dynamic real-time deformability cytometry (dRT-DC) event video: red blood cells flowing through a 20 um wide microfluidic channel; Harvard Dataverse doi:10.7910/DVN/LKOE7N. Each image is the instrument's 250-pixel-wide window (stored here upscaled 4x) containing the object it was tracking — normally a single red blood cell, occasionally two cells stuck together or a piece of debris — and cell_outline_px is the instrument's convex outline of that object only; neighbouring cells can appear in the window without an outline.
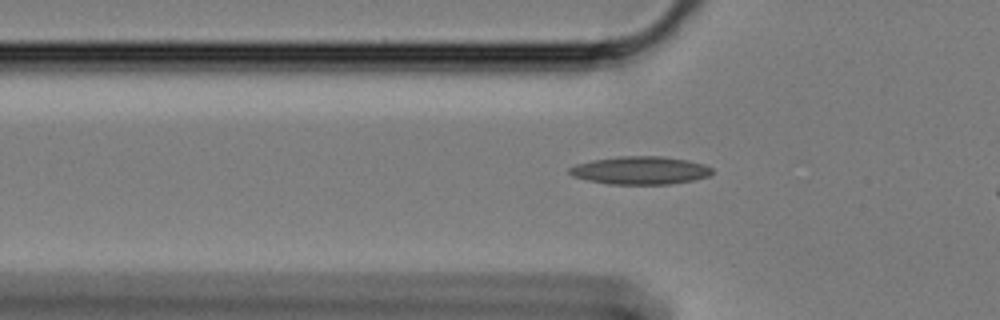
{"species": "Egyptian fruit bat (a non-hibernating species)", "species_latin": "Rousettus aegyptiacus", "temperature_condition": "cold", "stored_images_in_passage": 35, "camera_frame_rate_fps": 3000, "um_per_image_px": 0.085, "animal": {"sex": "female"}, "frame": {"image": 1, "passage_image": 2, "time_ms": 0.333, "image_size_px": [1000, 320], "cell_outline_px": [[712, 172], [708, 176], [692, 180], [672, 184], [608, 184], [588, 180], [572, 176], [568, 172], [568, 168], [576, 164], [592, 160], [616, 156], [664, 156], [688, 160], [704, 164], [712, 168]], "centroid_in_image_um": [54.4, 14.47], "position_along_channel_um": 71.4, "area_um2": 23.35}}
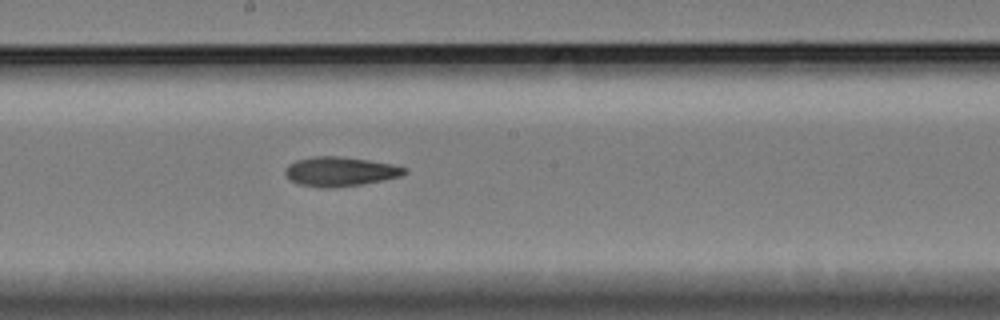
{"frame": {"image": 2, "passage_image": 15, "time_ms": 4.667, "image_size_px": [1000, 320], "cell_outline_px": [[408, 172], [404, 176], [384, 180], [360, 184], [328, 188], [320, 188], [296, 184], [288, 180], [284, 172], [284, 168], [288, 164], [296, 160], [312, 156], [340, 156], [368, 160], [392, 164], [408, 168]], "centroid_in_image_um": [28.88, 14.58], "position_along_channel_um": 219.3, "area_um2": 20.81}}
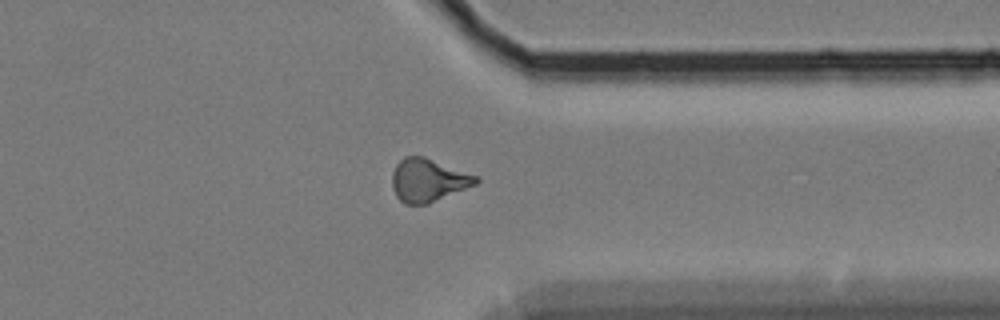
{"frame": {"image": 3, "passage_image": 29, "time_ms": 9.333, "image_size_px": [1000, 320], "cell_outline_px": [[480, 180], [476, 184], [428, 204], [404, 204], [396, 196], [392, 188], [392, 172], [396, 164], [404, 156], [424, 156], [480, 176]], "centroid_in_image_um": [36.4, 15.31], "position_along_channel_um": 375.0, "area_um2": 21.21}, "authors_computed_cell_mechanics": {"area_um2": 20.3456, "velocity_mm_per_s": 3.3859, "shape_relaxation_time_tau1_ms": null, "shape_relaxation_time_tau2_ms": 7.9717, "deformation_change_tau1": null, "deformation_change_tau2": 0.1733}}